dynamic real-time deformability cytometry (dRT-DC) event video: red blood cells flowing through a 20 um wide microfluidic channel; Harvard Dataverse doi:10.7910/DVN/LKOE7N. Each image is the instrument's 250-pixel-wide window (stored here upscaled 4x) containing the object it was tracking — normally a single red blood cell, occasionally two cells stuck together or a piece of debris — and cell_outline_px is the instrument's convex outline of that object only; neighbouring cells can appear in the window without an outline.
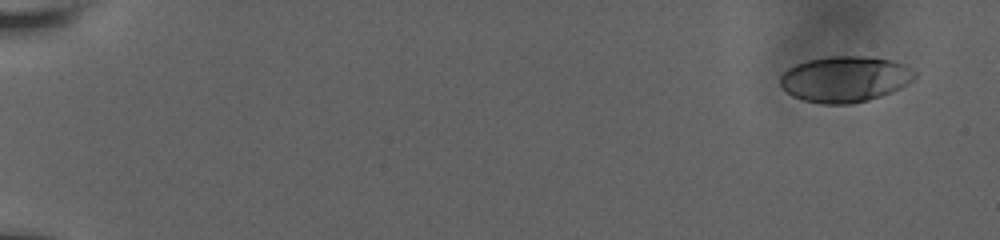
{"species": "human", "species_latin": "Homo sapiens", "temperature_condition": "room temperature", "stored_images_in_passage": 52, "camera_frame_rate_fps": 3000, "um_per_image_px": 0.085, "donor": {"sex": "male"}, "frame": {"image": 1, "passage_image": 1, "time_ms": 0.0, "image_size_px": [1000, 240], "cell_outline_px": [[916, 76], [908, 84], [900, 88], [880, 96], [868, 100], [848, 104], [820, 104], [804, 100], [792, 96], [780, 88], [780, 76], [788, 68], [796, 64], [808, 60], [828, 56], [872, 56], [892, 60], [904, 64], [916, 72]], "centroid_in_image_um": [71.81, 6.72], "position_along_channel_um": 13.2, "area_um2": 36.24}}
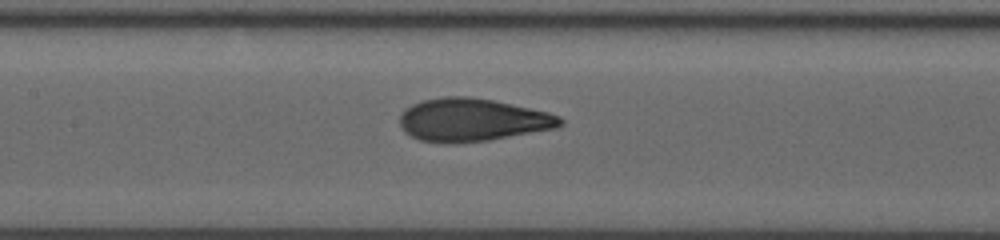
{"frame": {"image": 2, "passage_image": 26, "time_ms": 9.0, "image_size_px": [1000, 240], "cell_outline_px": [[564, 124], [556, 128], [488, 140], [456, 144], [420, 140], [404, 132], [400, 128], [400, 116], [412, 104], [424, 100], [444, 96], [472, 96], [492, 100], [548, 112], [560, 116], [564, 120]], "centroid_in_image_um": [40.16, 10.19], "position_along_channel_um": 167.2, "area_um2": 40.06}}
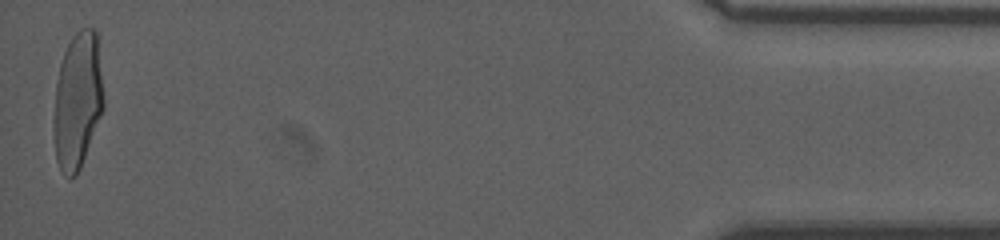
{"frame": {"image": 3, "passage_image": 52, "time_ms": 18.0, "image_size_px": [1000, 240], "cell_outline_px": [[104, 108], [80, 168], [76, 176], [68, 176], [60, 168], [56, 160], [52, 124], [56, 84], [60, 64], [64, 52], [72, 36], [80, 28], [92, 28], [96, 32], [104, 96]], "centroid_in_image_um": [6.58, 8.55], "position_along_channel_um": 428.6, "area_um2": 39.65}, "authors_computed_cell_mechanics": {"area_um2": 38.8127, "velocity_mm_per_s": 3.7937, "shape_relaxation_time_tau1_ms": 4.3904, "shape_relaxation_time_tau2_ms": null, "deformation_change_tau1": 0.2103, "deformation_change_tau2": null}}